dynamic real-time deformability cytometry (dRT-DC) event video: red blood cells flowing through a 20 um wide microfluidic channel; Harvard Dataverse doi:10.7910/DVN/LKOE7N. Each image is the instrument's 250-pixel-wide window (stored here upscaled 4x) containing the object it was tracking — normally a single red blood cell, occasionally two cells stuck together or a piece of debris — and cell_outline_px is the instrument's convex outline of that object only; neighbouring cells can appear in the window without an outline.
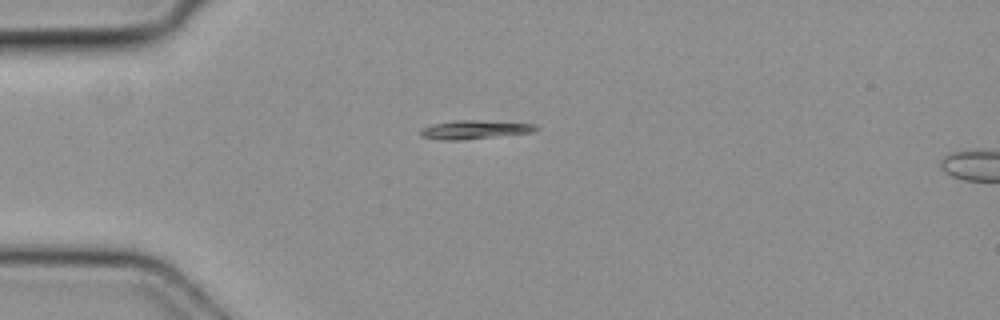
{"species": "common noctule bat (a hibernating species)", "species_latin": "Nyctalus noctula", "temperature_condition": "cold", "stored_images_in_passage": 2, "camera_frame_rate_fps": 3000, "um_per_image_px": 0.085, "animal": {"sex": "female", "body_mass_g": 19.3, "forearm_length_mm": 54.1}, "frame": {"image": 1, "passage_image": 1, "time_ms": 0.0, "image_size_px": [1000, 320], "cell_outline_px": [[540, 128], [532, 132], [464, 140], [440, 140], [420, 136], [420, 128], [432, 124], [456, 120], [476, 120], [536, 124]], "centroid_in_image_um": [40.3, 11.02], "position_along_channel_um": 44.7, "area_um2": 12.6}}